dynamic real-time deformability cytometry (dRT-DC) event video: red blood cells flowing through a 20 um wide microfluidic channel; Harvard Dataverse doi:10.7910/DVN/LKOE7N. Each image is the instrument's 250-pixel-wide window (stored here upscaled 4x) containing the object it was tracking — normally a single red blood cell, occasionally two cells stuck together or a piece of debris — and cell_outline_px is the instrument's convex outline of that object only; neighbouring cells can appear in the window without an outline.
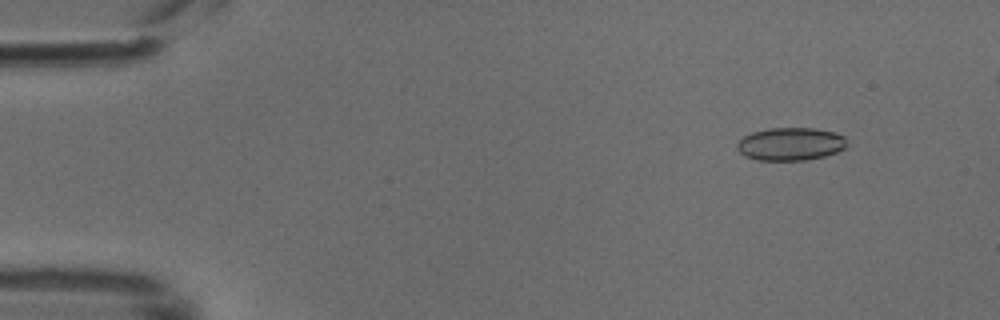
{"species": "common noctule bat (a hibernating species)", "species_latin": "Nyctalus noctula", "temperature_condition": "cold", "stored_images_in_passage": 47, "camera_frame_rate_fps": 3000, "um_per_image_px": 0.085, "animal": {"sex": "male", "body_mass_g": 18.8}, "frame": {"image": 1, "passage_image": 5, "time_ms": 1.333, "image_size_px": [1000, 320], "cell_outline_px": [[844, 148], [836, 152], [824, 156], [804, 160], [756, 160], [744, 156], [736, 148], [736, 144], [744, 136], [752, 132], [768, 128], [812, 128], [836, 132], [844, 136]], "centroid_in_image_um": [67.15, 12.24], "position_along_channel_um": 17.9, "area_um2": 20.98}}
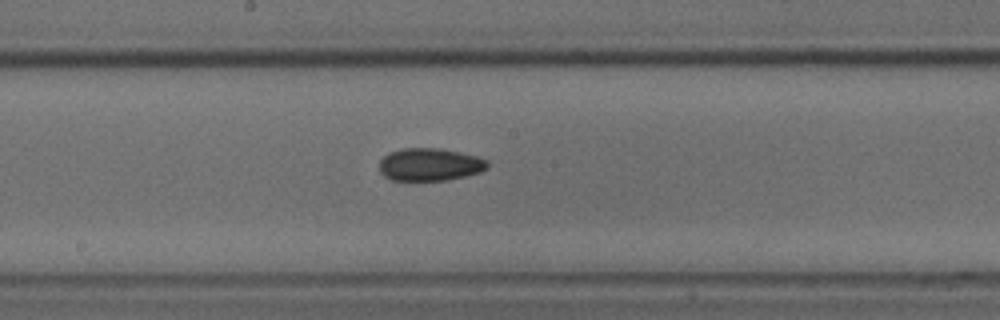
{"frame": {"image": 2, "passage_image": 26, "time_ms": 8.333, "image_size_px": [1000, 320], "cell_outline_px": [[488, 168], [480, 172], [448, 180], [392, 180], [384, 176], [380, 172], [380, 160], [388, 152], [400, 148], [440, 148], [476, 156], [488, 160]], "centroid_in_image_um": [36.52, 13.98], "position_along_channel_um": 211.7, "area_um2": 20.63}}
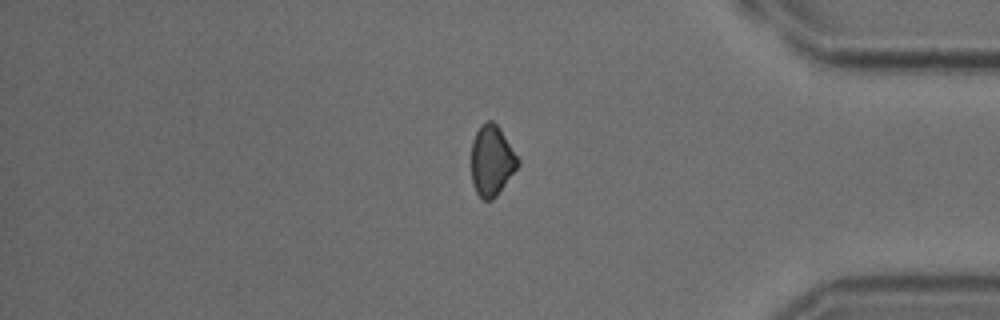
{"frame": {"image": 3, "passage_image": 41, "time_ms": 13.333, "image_size_px": [1000, 320], "cell_outline_px": [[520, 164], [496, 196], [492, 200], [484, 200], [476, 192], [472, 184], [472, 140], [480, 124], [488, 120], [492, 120], [500, 128], [520, 160]], "centroid_in_image_um": [41.8, 13.63], "position_along_channel_um": 393.4, "area_um2": 19.13}}